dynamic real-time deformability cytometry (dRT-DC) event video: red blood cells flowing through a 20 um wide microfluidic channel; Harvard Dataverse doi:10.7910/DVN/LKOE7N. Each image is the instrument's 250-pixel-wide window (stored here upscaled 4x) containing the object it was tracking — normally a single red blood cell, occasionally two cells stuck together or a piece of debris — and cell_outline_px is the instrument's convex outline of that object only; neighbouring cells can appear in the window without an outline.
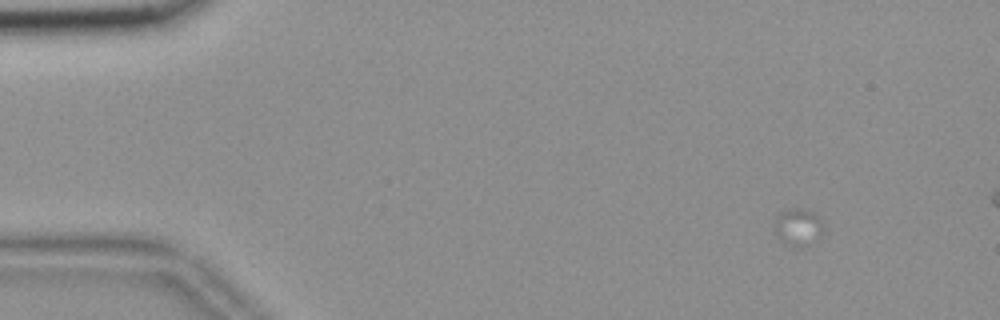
{"species": "common noctule bat (a hibernating species)", "species_latin": "Nyctalus noctula", "temperature_condition": "room temperature", "stored_images_in_passage": 9, "camera_frame_rate_fps": 3000, "um_per_image_px": 0.085, "animal": {"sex": "female", "body_mass_g": 18.4}, "frame": {"image": 1, "passage_image": 1, "time_ms": 0.0, "image_size_px": [1000, 320], "cell_outline_px": [[824, 232], [820, 236], [804, 248], [792, 248], [784, 244], [776, 232], [776, 216], [788, 208], [800, 208], [812, 212], [820, 220], [824, 228]], "centroid_in_image_um": [67.86, 19.34], "position_along_channel_um": 17.1, "area_um2": 10.64}}